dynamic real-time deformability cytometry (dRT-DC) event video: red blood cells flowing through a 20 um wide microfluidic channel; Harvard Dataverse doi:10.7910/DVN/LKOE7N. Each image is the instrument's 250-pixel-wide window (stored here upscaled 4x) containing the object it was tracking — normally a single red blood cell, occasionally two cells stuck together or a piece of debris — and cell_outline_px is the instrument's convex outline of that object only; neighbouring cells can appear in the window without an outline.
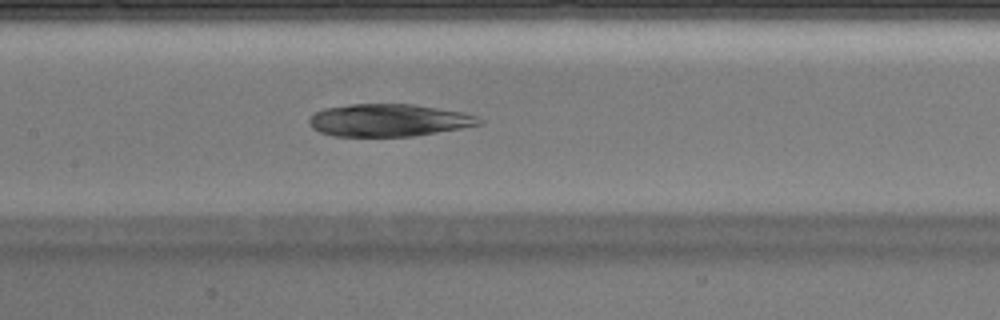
{"species": "Egyptian fruit bat (a non-hibernating species)", "species_latin": "Rousettus aegyptiacus", "temperature_condition": "warm", "stored_images_in_passage": 28, "camera_frame_rate_fps": 3000, "um_per_image_px": 0.085, "animal": {"sex": "male"}, "frame": {"image": 1, "passage_image": 9, "time_ms": 2.667, "image_size_px": [1000, 320], "cell_outline_px": [[484, 124], [412, 136], [332, 136], [320, 132], [312, 128], [308, 124], [308, 120], [316, 112], [324, 108], [348, 104], [412, 104], [464, 112], [480, 116], [484, 120]], "centroid_in_image_um": [33.06, 10.21], "position_along_channel_um": 174.3, "area_um2": 32.31}}
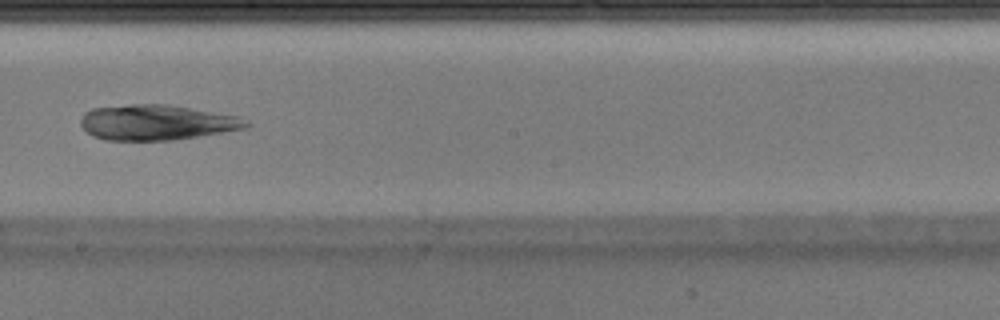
{"frame": {"image": 2, "passage_image": 13, "time_ms": 4.0, "image_size_px": [1000, 320], "cell_outline_px": [[252, 124], [248, 128], [172, 140], [104, 140], [92, 136], [80, 124], [80, 120], [84, 112], [92, 108], [128, 104], [168, 104], [240, 116], [248, 120]], "centroid_in_image_um": [13.34, 10.4], "position_along_channel_um": 234.9, "area_um2": 34.33}}